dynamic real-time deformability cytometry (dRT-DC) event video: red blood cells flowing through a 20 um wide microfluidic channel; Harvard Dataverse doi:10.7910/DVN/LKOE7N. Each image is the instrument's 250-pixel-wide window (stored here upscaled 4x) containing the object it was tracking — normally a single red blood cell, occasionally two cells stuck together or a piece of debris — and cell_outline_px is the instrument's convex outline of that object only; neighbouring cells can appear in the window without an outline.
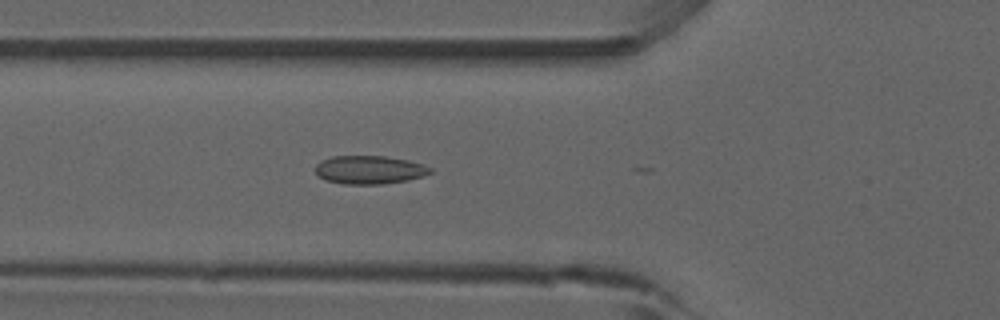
{"species": "common noctule bat (a hibernating species)", "species_latin": "Nyctalus noctula", "temperature_condition": "room temperature", "stored_images_in_passage": 23, "camera_frame_rate_fps": 3000, "um_per_image_px": 0.085, "animal": {"sex": "male", "forearm_length_mm": 52.5}, "frame": {"image": 1, "passage_image": 19, "time_ms": 6.0, "image_size_px": [1000, 320], "cell_outline_px": [[432, 172], [424, 176], [408, 180], [380, 184], [344, 184], [324, 180], [316, 172], [316, 164], [332, 156], [384, 156], [408, 160], [424, 164], [432, 168]], "centroid_in_image_um": [31.44, 14.43], "position_along_channel_um": 94.4, "area_um2": 18.96}}
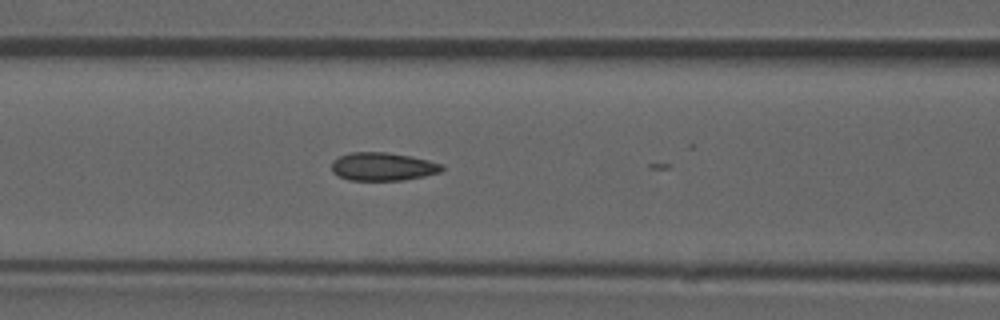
{"frame": {"image": 2, "passage_image": 22, "time_ms": 7.0, "image_size_px": [1000, 320], "cell_outline_px": [[444, 168], [440, 172], [424, 176], [404, 180], [348, 180], [332, 172], [332, 160], [340, 156], [352, 152], [388, 152], [428, 160], [444, 164]], "centroid_in_image_um": [32.54, 14.16], "position_along_channel_um": 134.1, "area_um2": 18.09}}